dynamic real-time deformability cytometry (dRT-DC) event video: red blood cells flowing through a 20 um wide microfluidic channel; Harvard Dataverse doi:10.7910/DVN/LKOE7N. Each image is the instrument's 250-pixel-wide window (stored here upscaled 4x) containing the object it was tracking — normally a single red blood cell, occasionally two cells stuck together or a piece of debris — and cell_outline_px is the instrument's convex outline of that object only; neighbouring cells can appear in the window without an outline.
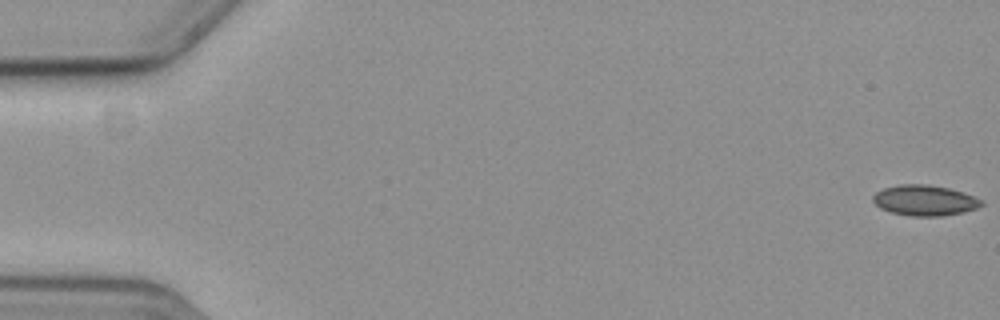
{"species": "common noctule bat (a hibernating species)", "species_latin": "Nyctalus noctula", "temperature_condition": "cold", "stored_images_in_passage": 13, "camera_frame_rate_fps": 3000, "um_per_image_px": 0.085, "animal": {"sex": "female", "body_mass_g": 19.3, "forearm_length_mm": 54.1}, "frame": {"image": 1, "passage_image": 1, "time_ms": 0.0, "image_size_px": [1000, 320], "cell_outline_px": [[984, 204], [976, 208], [964, 212], [940, 216], [912, 216], [892, 212], [880, 208], [872, 200], [872, 196], [876, 192], [884, 188], [900, 184], [928, 184], [948, 188], [972, 196], [980, 200]], "centroid_in_image_um": [78.56, 17.03], "position_along_channel_um": 6.4, "area_um2": 19.07}}